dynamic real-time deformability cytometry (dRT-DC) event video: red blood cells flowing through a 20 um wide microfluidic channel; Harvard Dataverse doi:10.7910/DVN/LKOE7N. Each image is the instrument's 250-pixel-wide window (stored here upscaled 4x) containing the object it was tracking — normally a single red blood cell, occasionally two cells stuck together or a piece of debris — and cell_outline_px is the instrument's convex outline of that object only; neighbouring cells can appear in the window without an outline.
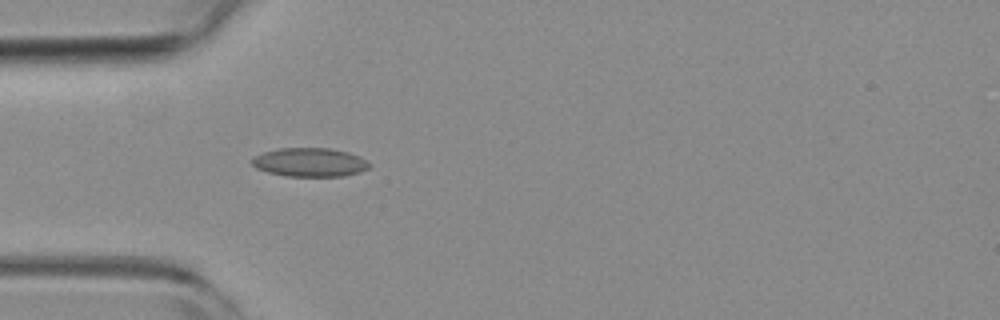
{"species": "common noctule bat (a hibernating species)", "species_latin": "Nyctalus noctula", "temperature_condition": "room temperature", "stored_images_in_passage": 15, "camera_frame_rate_fps": 3000, "um_per_image_px": 0.085, "animal": {"sex": "female", "body_mass_g": 19.3, "forearm_length_mm": 54.1}, "frame": {"image": 1, "passage_image": 5, "time_ms": 1.333, "image_size_px": [1000, 320], "cell_outline_px": [[372, 164], [368, 168], [360, 172], [344, 176], [284, 176], [268, 172], [256, 168], [252, 164], [252, 160], [256, 156], [264, 152], [280, 148], [328, 148], [348, 152], [360, 156]], "centroid_in_image_um": [26.37, 13.8], "position_along_channel_um": 58.6, "area_um2": 19.65}}
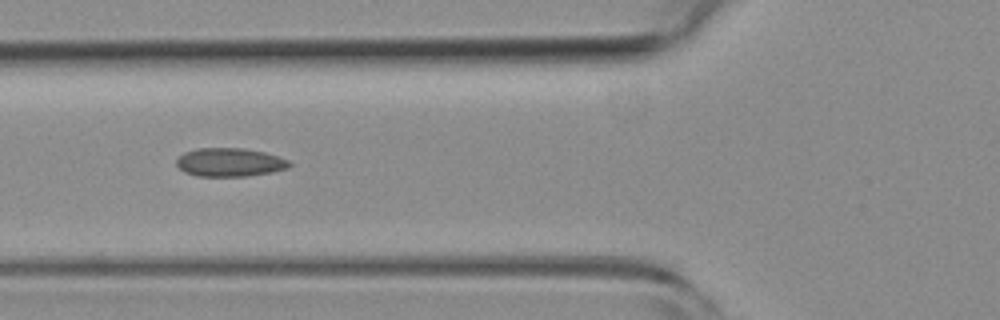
{"frame": {"image": 2, "passage_image": 9, "time_ms": 2.667, "image_size_px": [1000, 320], "cell_outline_px": [[292, 164], [288, 168], [272, 172], [248, 176], [196, 176], [184, 172], [176, 164], [176, 160], [184, 152], [196, 148], [244, 148], [264, 152], [288, 160]], "centroid_in_image_um": [19.51, 13.79], "position_along_channel_um": 106.3, "area_um2": 18.79}}
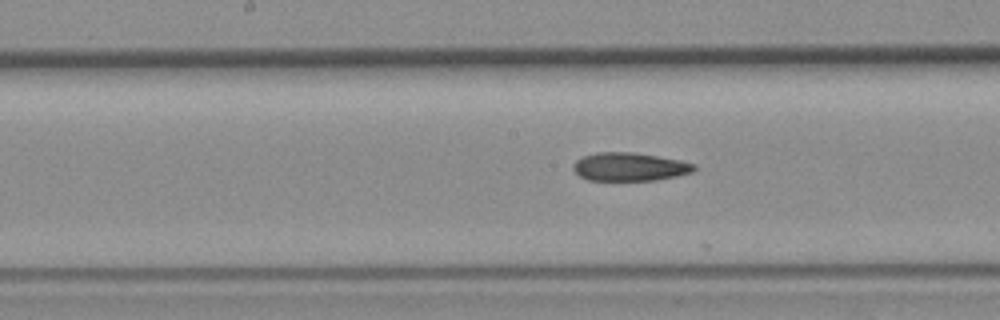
{"frame": {"image": 3, "passage_image": 13, "time_ms": 4.0, "image_size_px": [1000, 320], "cell_outline_px": [[696, 168], [692, 172], [676, 176], [656, 180], [588, 180], [580, 176], [572, 168], [572, 164], [576, 160], [584, 156], [596, 152], [632, 152], [680, 160], [696, 164]], "centroid_in_image_um": [53.5, 14.17], "position_along_channel_um": 194.7, "area_um2": 19.88}}